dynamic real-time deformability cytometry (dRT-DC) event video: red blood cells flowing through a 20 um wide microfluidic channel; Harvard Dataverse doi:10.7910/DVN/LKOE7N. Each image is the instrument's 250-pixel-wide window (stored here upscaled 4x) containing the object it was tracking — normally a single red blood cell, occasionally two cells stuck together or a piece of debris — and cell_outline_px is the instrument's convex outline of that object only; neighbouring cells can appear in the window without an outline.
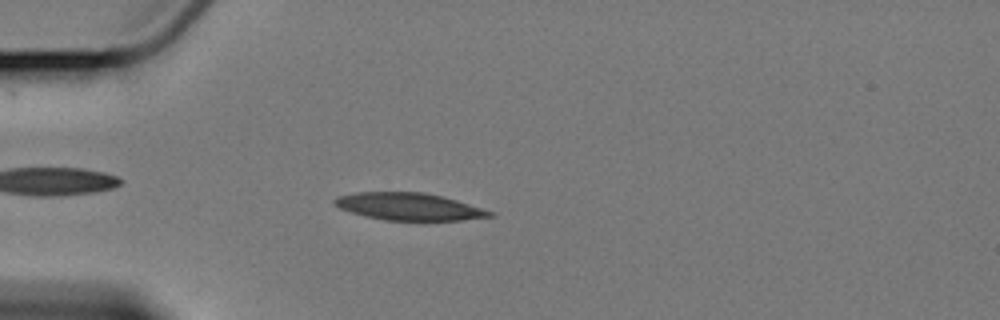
{"species": "Egyptian fruit bat (a non-hibernating species)", "species_latin": "Rousettus aegyptiacus", "temperature_condition": "cold", "stored_images_in_passage": 4, "camera_frame_rate_fps": 3000, "um_per_image_px": 0.085, "animal": {"sex": "female"}, "frame": {"image": 1, "passage_image": 4, "time_ms": 3.333, "image_size_px": [1000, 320], "cell_outline_px": [[496, 216], [464, 220], [384, 220], [364, 216], [340, 208], [332, 204], [332, 200], [336, 196], [356, 192], [424, 192], [456, 200], [496, 212]], "centroid_in_image_um": [34.76, 17.56], "position_along_channel_um": 50.2, "area_um2": 24.8}}